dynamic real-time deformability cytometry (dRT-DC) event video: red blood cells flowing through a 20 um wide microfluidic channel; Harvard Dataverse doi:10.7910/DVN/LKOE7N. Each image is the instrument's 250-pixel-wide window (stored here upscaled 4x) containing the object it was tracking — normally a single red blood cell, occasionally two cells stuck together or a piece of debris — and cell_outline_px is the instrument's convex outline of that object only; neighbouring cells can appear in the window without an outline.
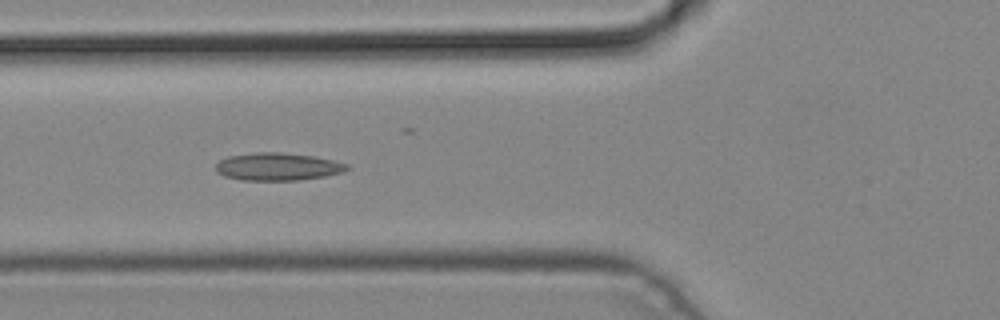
{"species": "common noctule bat (a hibernating species)", "species_latin": "Nyctalus noctula", "temperature_condition": "cold", "stored_images_in_passage": 6, "camera_frame_rate_fps": 3000, "um_per_image_px": 0.085, "animal": {"sex": "male", "body_mass_g": 19.2, "forearm_length_mm": 51.8}, "frame": {"image": 1, "passage_image": 5, "time_ms": 1.333, "image_size_px": [1000, 320], "cell_outline_px": [[352, 168], [344, 172], [324, 176], [300, 180], [240, 180], [224, 176], [216, 172], [216, 164], [220, 160], [228, 156], [256, 152], [280, 152], [312, 156], [332, 160], [348, 164]], "centroid_in_image_um": [23.61, 14.17], "position_along_channel_um": 102.2, "area_um2": 21.21}}
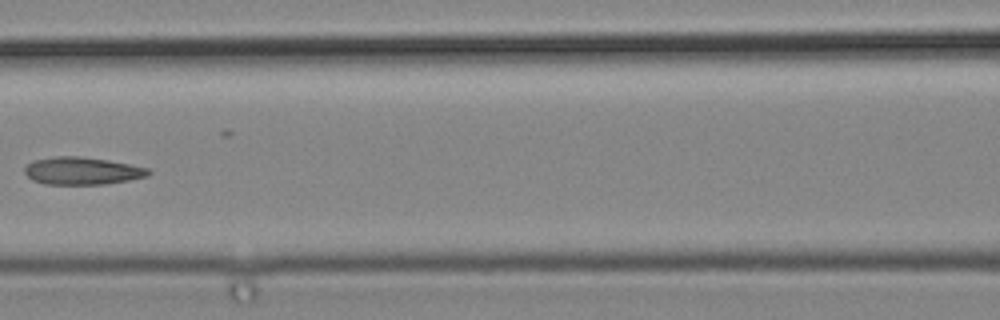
{"frame": {"image": 2, "passage_image": 6, "time_ms": 1.667, "image_size_px": [1000, 320], "cell_outline_px": [[152, 172], [148, 176], [128, 180], [104, 184], [44, 184], [32, 180], [24, 172], [24, 168], [32, 160], [56, 156], [80, 156], [108, 160], [148, 168]], "centroid_in_image_um": [6.96, 14.52], "position_along_channel_um": 159.6, "area_um2": 19.83}}